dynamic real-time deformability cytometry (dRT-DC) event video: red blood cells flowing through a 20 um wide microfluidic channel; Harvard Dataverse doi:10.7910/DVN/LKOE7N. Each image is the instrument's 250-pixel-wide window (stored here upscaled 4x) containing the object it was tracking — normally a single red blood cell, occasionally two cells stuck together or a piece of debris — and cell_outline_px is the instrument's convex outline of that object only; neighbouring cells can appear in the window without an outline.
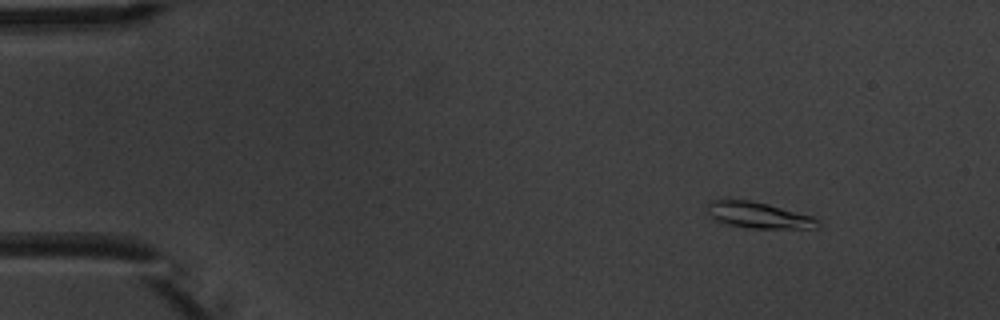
{"species": "common noctule bat (a hibernating species)", "species_latin": "Nyctalus noctula", "temperature_condition": "warm", "stored_images_in_passage": 4, "camera_frame_rate_fps": 3000, "um_per_image_px": 0.085, "animal": {"sex": "male", "body_mass_g": 20.1, "forearm_length_mm": 53.5}, "frame": {"image": 1, "passage_image": 1, "time_ms": 0.0, "image_size_px": [1000, 320], "cell_outline_px": [[820, 224], [816, 228], [752, 228], [728, 224], [716, 220], [708, 216], [708, 200], [752, 200], [768, 204], [812, 216], [820, 220]], "centroid_in_image_um": [64.47, 18.29], "position_along_channel_um": 20.5, "area_um2": 16.7}}